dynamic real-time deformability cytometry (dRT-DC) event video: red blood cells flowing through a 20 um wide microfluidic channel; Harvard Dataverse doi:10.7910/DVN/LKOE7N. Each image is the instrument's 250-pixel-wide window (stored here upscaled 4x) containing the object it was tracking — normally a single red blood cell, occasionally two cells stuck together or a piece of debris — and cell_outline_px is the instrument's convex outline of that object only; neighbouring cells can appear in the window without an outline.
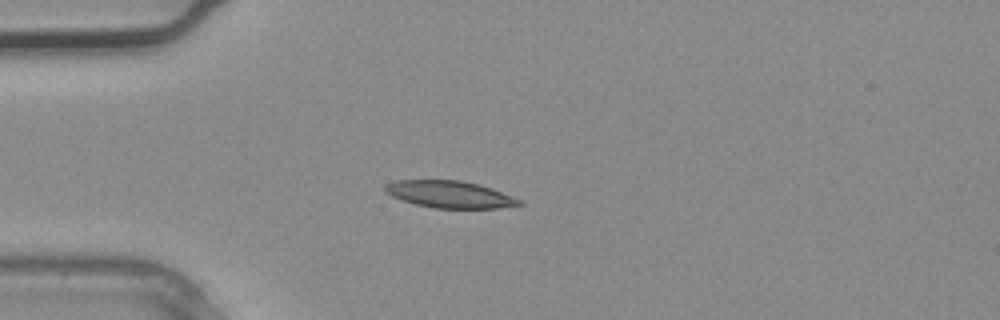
{"species": "common noctule bat (a hibernating species)", "species_latin": "Nyctalus noctula", "temperature_condition": "warm", "stored_images_in_passage": 1, "camera_frame_rate_fps": 3000, "um_per_image_px": 0.085, "animal": {"sex": "male", "body_mass_g": 20.4}, "frame": {"image": 1, "passage_image": 1, "time_ms": 0.0, "image_size_px": [1000, 320], "cell_outline_px": [[524, 204], [496, 208], [432, 208], [400, 200], [384, 192], [384, 184], [396, 180], [460, 180], [480, 184], [492, 188], [524, 200]], "centroid_in_image_um": [38.23, 16.52], "position_along_channel_um": 46.8, "area_um2": 21.39}}